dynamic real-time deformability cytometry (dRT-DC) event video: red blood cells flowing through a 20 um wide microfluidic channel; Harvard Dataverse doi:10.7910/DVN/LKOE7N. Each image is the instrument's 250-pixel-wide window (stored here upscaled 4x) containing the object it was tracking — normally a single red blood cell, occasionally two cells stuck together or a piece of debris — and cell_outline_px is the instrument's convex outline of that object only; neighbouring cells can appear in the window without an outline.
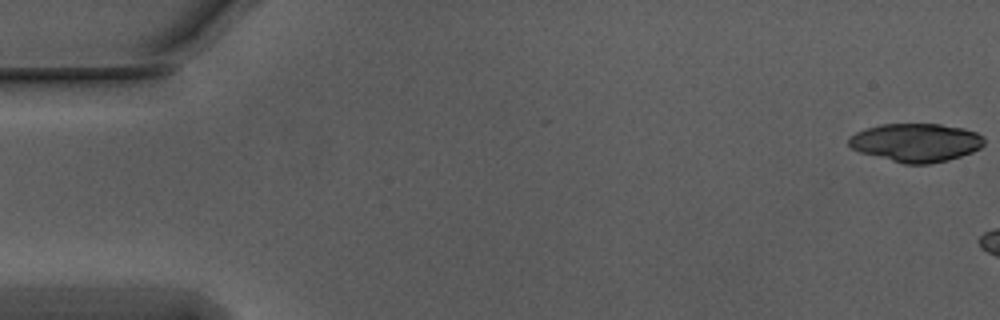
{"species": "Egyptian fruit bat (a non-hibernating species)", "species_latin": "Rousettus aegyptiacus", "temperature_condition": "warm", "stored_images_in_passage": 6, "camera_frame_rate_fps": 3000, "um_per_image_px": 0.085, "animal": {"sex": "male"}, "frame": {"image": 1, "passage_image": 1, "time_ms": 0.0, "image_size_px": [1000, 320], "cell_outline_px": [[984, 144], [980, 148], [972, 152], [948, 160], [928, 164], [904, 164], [860, 152], [852, 148], [848, 144], [848, 140], [856, 132], [880, 124], [940, 124], [964, 128], [976, 132], [984, 136]], "centroid_in_image_um": [77.89, 12.11], "position_along_channel_um": 7.1, "area_um2": 30.23}}